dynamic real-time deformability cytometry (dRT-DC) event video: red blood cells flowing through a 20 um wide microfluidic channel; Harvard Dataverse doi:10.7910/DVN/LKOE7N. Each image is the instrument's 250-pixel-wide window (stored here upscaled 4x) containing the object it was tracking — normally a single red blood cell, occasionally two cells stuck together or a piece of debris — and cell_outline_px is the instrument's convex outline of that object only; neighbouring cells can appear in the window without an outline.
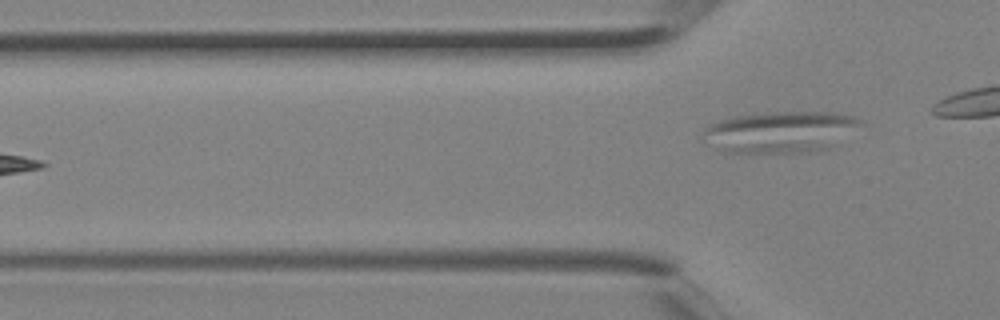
{"species": "Egyptian fruit bat (a non-hibernating species)", "species_latin": "Rousettus aegyptiacus", "temperature_condition": "room temperature", "stored_images_in_passage": 4, "camera_frame_rate_fps": 3000, "um_per_image_px": 0.085, "animal": {"sex": "female"}, "frame": {"image": 1, "passage_image": 4, "time_ms": 1.0, "image_size_px": [1000, 320], "cell_outline_px": [[868, 124], [828, 148], [800, 152], [748, 156], [720, 152], [704, 144], [700, 136], [704, 128], [708, 124], [732, 116], [772, 112], [836, 112], [852, 116], [864, 120]], "centroid_in_image_um": [66.24, 11.26], "position_along_channel_um": 59.6, "area_um2": 39.88}}